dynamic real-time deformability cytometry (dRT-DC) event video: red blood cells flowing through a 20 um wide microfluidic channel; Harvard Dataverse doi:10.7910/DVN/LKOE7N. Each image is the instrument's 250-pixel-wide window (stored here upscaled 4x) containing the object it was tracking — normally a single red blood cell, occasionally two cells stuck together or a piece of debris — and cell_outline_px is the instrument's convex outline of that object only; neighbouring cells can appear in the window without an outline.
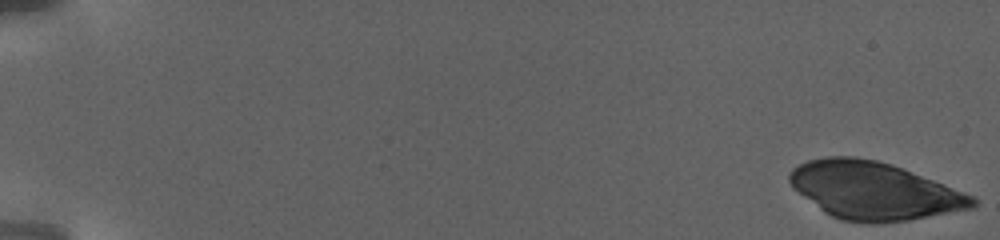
{"species": "human", "species_latin": "Homo sapiens", "temperature_condition": "warm", "stored_images_in_passage": 35, "camera_frame_rate_fps": 3000, "um_per_image_px": 0.085, "donor": {"sex": "female"}, "frame": {"image": 1, "passage_image": 1, "time_ms": 0.0, "image_size_px": [1000, 240], "cell_outline_px": [[976, 204], [972, 208], [908, 220], [876, 224], [872, 224], [840, 220], [824, 212], [792, 188], [788, 180], [788, 176], [792, 168], [808, 160], [828, 156], [856, 156], [876, 160], [892, 164], [944, 184], [972, 196], [976, 200]], "centroid_in_image_um": [74.23, 16.2], "position_along_channel_um": 10.8, "area_um2": 61.15}}
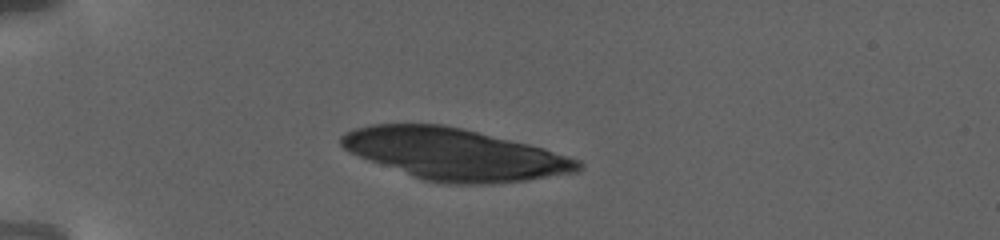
{"frame": {"image": 2, "passage_image": 34, "time_ms": 6.667, "image_size_px": [1000, 240], "cell_outline_px": [[584, 168], [576, 172], [528, 180], [492, 184], [440, 184], [424, 180], [412, 176], [360, 156], [344, 148], [340, 144], [340, 136], [356, 128], [372, 124], [444, 124], [528, 144], [544, 148], [580, 160], [584, 164]], "centroid_in_image_um": [38.69, 13.12], "position_along_channel_um": 46.3, "area_um2": 70.69}}